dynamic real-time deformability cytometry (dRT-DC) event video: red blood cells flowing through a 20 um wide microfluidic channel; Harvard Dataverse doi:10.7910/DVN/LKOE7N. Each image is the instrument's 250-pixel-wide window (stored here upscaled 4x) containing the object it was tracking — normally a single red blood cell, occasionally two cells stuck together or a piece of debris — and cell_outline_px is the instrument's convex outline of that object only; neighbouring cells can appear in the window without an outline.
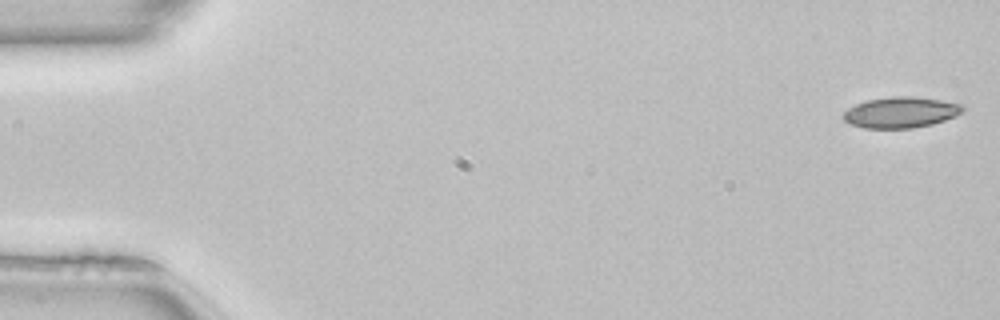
{"species": "common noctule bat (a hibernating species)", "species_latin": "Nyctalus noctula", "temperature_condition": "room temperature", "stored_images_in_passage": 50, "camera_frame_rate_fps": 3000, "um_per_image_px": 0.085, "animal": {"sex": "female", "body_mass_g": 22.7, "forearm_length_mm": 54.2}, "frame": {"image": 1, "passage_image": 1, "time_ms": 0.0, "image_size_px": [1000, 320], "cell_outline_px": [[964, 108], [960, 112], [944, 120], [932, 124], [912, 128], [864, 128], [852, 124], [844, 120], [844, 112], [848, 108], [864, 100], [892, 96], [912, 96], [940, 100], [964, 104]], "centroid_in_image_um": [76.54, 9.54], "position_along_channel_um": 8.5, "area_um2": 21.33}}
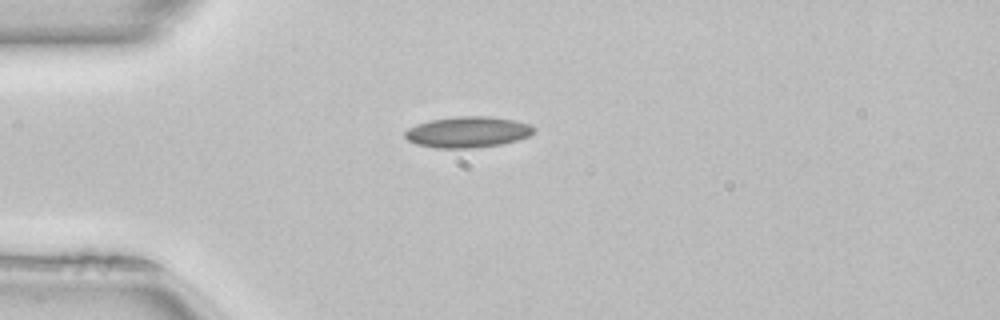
{"frame": {"image": 2, "passage_image": 13, "time_ms": 4.0, "image_size_px": [1000, 320], "cell_outline_px": [[536, 128], [528, 136], [516, 140], [500, 144], [476, 148], [436, 148], [416, 144], [408, 140], [404, 136], [404, 132], [408, 128], [416, 124], [432, 120], [456, 116], [492, 116], [512, 120], [528, 124]], "centroid_in_image_um": [39.71, 11.22], "position_along_channel_um": 45.3, "area_um2": 23.18}}
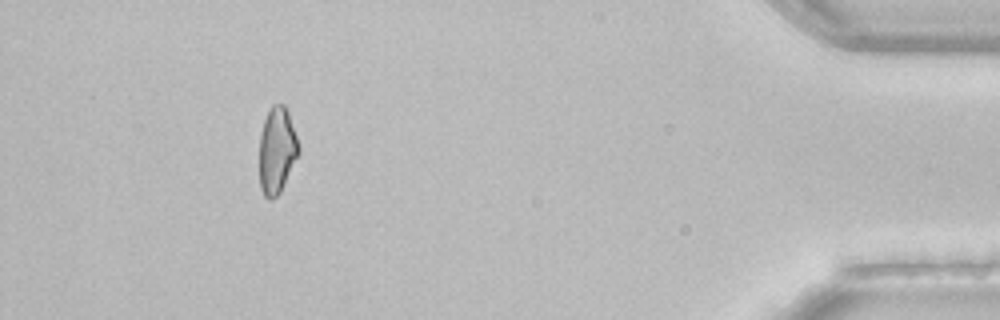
{"frame": {"image": 3, "passage_image": 46, "time_ms": 15.0, "image_size_px": [1000, 320], "cell_outline_px": [[300, 152], [280, 192], [272, 200], [268, 200], [264, 196], [260, 188], [260, 132], [264, 120], [272, 104], [284, 104], [288, 112], [300, 148]], "centroid_in_image_um": [23.53, 12.8], "position_along_channel_um": 411.7, "area_um2": 19.71}, "authors_computed_cell_mechanics": {"area_um2": 20.9814, "velocity_mm_per_s": 4.0733, "shape_relaxation_time_tau1_ms": null, "shape_relaxation_time_tau2_ms": 4.8603, "deformation_change_tau1": null, "deformation_change_tau2": 0.1086}}